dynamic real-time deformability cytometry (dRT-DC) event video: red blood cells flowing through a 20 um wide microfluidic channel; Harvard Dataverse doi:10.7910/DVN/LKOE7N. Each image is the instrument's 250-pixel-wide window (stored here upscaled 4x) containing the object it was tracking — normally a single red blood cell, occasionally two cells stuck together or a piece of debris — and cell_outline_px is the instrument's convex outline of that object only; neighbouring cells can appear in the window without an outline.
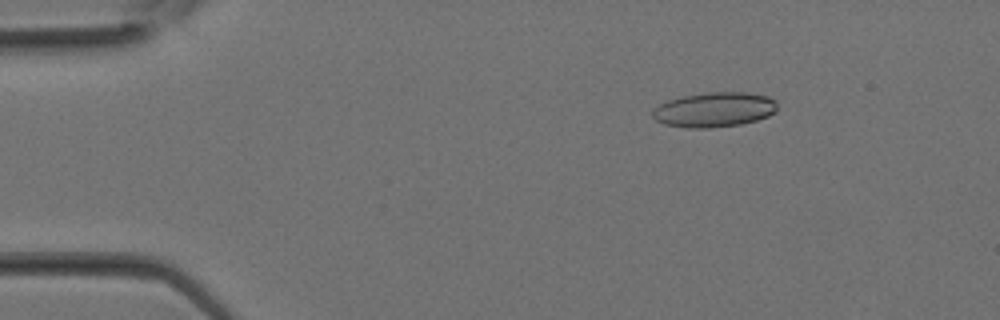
{"species": "Egyptian fruit bat (a non-hibernating species)", "species_latin": "Rousettus aegyptiacus", "temperature_condition": "room temperature", "stored_images_in_passage": 33, "segment_of_instrument_passage": [1, 2], "camera_frame_rate_fps": 3000, "um_per_image_px": 0.085, "animal": {"sex": "female"}, "frame": {"image": 1, "passage_image": 5, "time_ms": 1.333, "image_size_px": [1000, 320], "cell_outline_px": [[776, 112], [768, 116], [756, 120], [740, 124], [708, 128], [688, 128], [664, 124], [656, 120], [652, 116], [652, 108], [668, 100], [684, 96], [704, 92], [748, 92], [768, 96], [776, 100]], "centroid_in_image_um": [60.71, 9.31], "position_along_channel_um": 24.3, "area_um2": 25.43}}
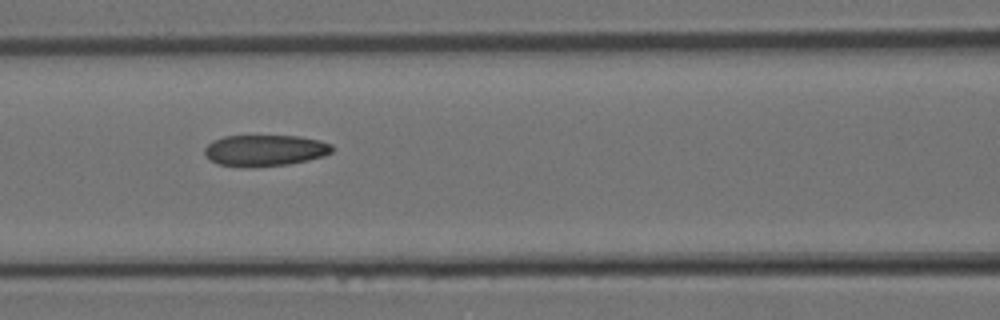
{"frame": {"image": 2, "passage_image": 14, "time_ms": 4.333, "image_size_px": [1000, 320], "cell_outline_px": [[332, 152], [324, 156], [308, 160], [288, 164], [244, 168], [220, 164], [212, 160], [204, 152], [204, 148], [212, 140], [224, 136], [296, 136], [320, 140], [332, 144]], "centroid_in_image_um": [22.52, 12.78], "position_along_channel_um": 144.1, "area_um2": 23.24}}
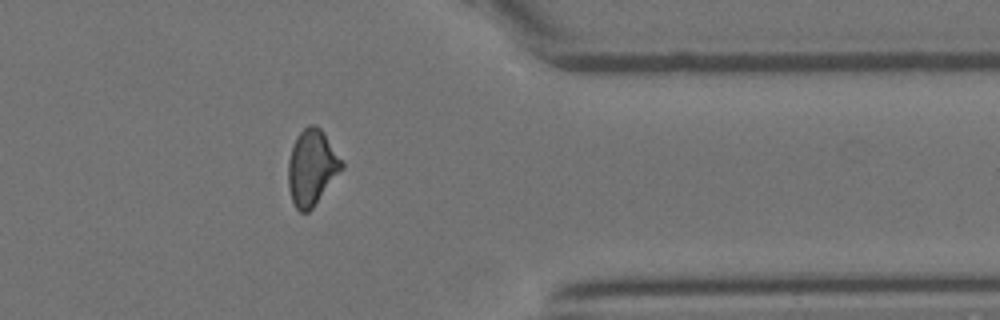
{"frame": {"image": 3, "passage_image": 26, "time_ms": 8.333, "image_size_px": [1000, 320], "cell_outline_px": [[344, 168], [312, 208], [308, 212], [300, 212], [296, 208], [292, 200], [288, 188], [288, 160], [296, 136], [308, 124], [316, 124], [324, 132], [344, 164]], "centroid_in_image_um": [26.5, 14.22], "position_along_channel_um": 384.9, "area_um2": 23.58}}